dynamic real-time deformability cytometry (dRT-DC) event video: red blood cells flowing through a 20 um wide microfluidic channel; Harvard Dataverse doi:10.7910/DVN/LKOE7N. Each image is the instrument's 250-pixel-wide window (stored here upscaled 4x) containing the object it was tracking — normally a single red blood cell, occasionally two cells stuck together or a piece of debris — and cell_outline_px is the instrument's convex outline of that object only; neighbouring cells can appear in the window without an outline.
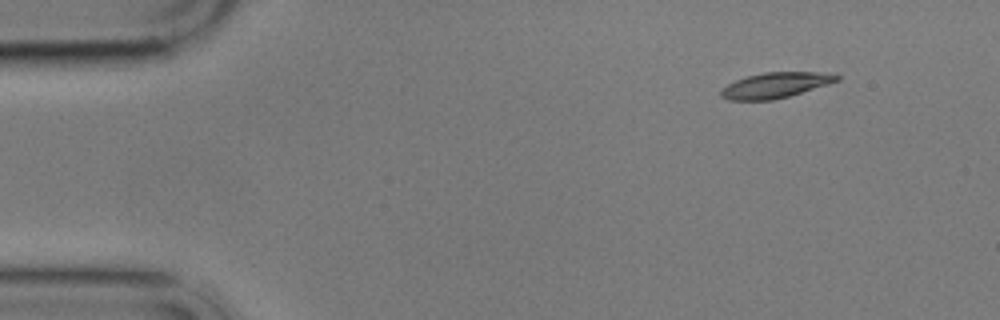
{"species": "common noctule bat (a hibernating species)", "species_latin": "Nyctalus noctula", "temperature_condition": "cold", "stored_images_in_passage": 5, "camera_frame_rate_fps": 3000, "um_per_image_px": 0.085, "animal": {"sex": "male", "body_mass_g": 17.9}, "frame": {"image": 1, "passage_image": 1, "time_ms": 0.0, "image_size_px": [1000, 320], "cell_outline_px": [[840, 80], [828, 84], [788, 96], [772, 100], [728, 100], [720, 96], [720, 92], [728, 84], [736, 80], [748, 76], [764, 72], [816, 72], [840, 76]], "centroid_in_image_um": [65.88, 7.25], "position_along_channel_um": 19.1, "area_um2": 16.88}}
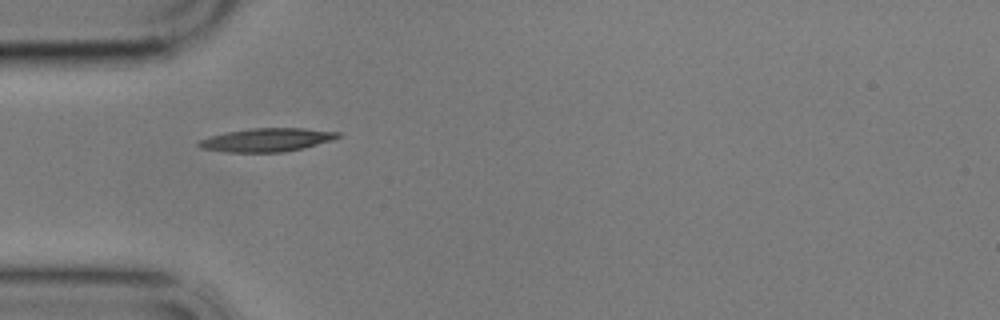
{"frame": {"image": 2, "passage_image": 4, "time_ms": 3.667, "image_size_px": [1000, 320], "cell_outline_px": [[340, 136], [332, 140], [284, 152], [228, 152], [200, 148], [196, 144], [200, 140], [208, 136], [228, 132], [252, 128], [304, 128], [340, 132]], "centroid_in_image_um": [22.65, 11.88], "position_along_channel_um": 62.4, "area_um2": 18.79}}
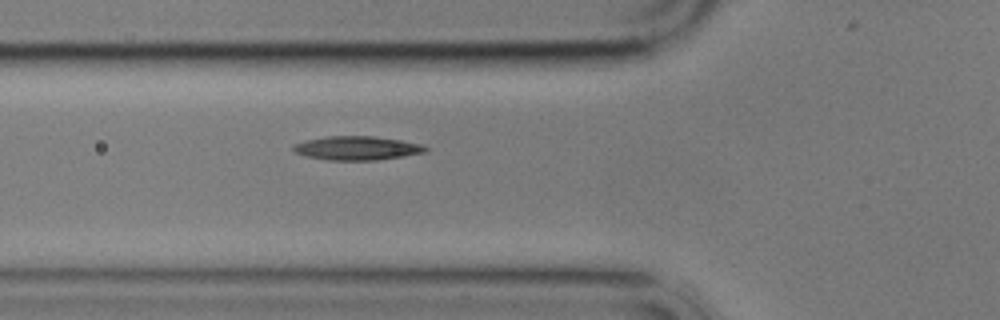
{"frame": {"image": 3, "passage_image": 5, "time_ms": 4.667, "image_size_px": [1000, 320], "cell_outline_px": [[428, 152], [380, 160], [328, 160], [308, 156], [296, 152], [292, 148], [292, 144], [304, 140], [328, 136], [372, 136], [400, 140], [424, 144], [428, 148]], "centroid_in_image_um": [30.38, 12.59], "position_along_channel_um": 95.4, "area_um2": 18.5}}